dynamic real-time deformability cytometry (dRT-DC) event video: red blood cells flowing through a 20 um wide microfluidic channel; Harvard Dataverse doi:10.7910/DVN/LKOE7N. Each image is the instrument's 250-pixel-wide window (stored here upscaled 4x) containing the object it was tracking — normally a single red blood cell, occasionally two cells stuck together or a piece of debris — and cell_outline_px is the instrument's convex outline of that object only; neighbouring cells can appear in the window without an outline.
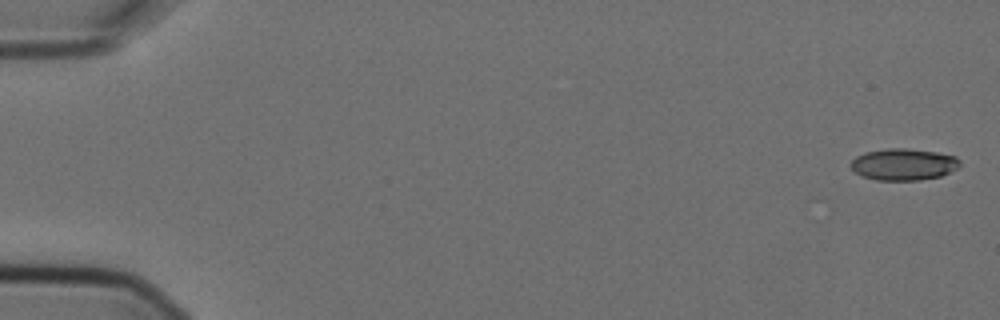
{"species": "Egyptian fruit bat (a non-hibernating species)", "species_latin": "Rousettus aegyptiacus", "temperature_condition": "cold", "stored_images_in_passage": 6, "camera_frame_rate_fps": 3000, "um_per_image_px": 0.085, "animal": {"sex": "female"}, "frame": {"image": 1, "passage_image": 1, "time_ms": 0.0, "image_size_px": [1000, 320], "cell_outline_px": [[960, 164], [956, 168], [940, 176], [920, 180], [876, 180], [860, 176], [848, 164], [856, 156], [864, 152], [888, 148], [904, 148], [936, 152], [956, 156], [960, 160]], "centroid_in_image_um": [76.76, 13.97], "position_along_channel_um": 8.2, "area_um2": 20.17}}
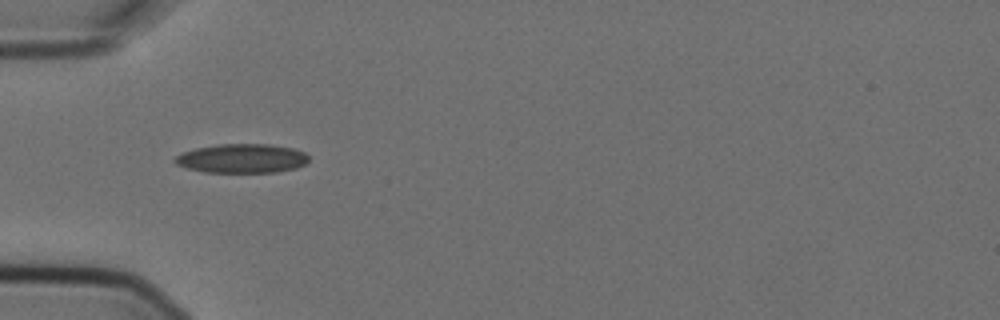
{"frame": {"image": 2, "passage_image": 5, "time_ms": 1.333, "image_size_px": [1000, 320], "cell_outline_px": [[308, 160], [304, 164], [296, 168], [276, 172], [204, 172], [184, 168], [176, 164], [172, 160], [176, 156], [184, 152], [196, 148], [216, 144], [268, 144], [292, 148], [304, 152], [308, 156]], "centroid_in_image_um": [20.53, 13.47], "position_along_channel_um": 64.5, "area_um2": 22.72}}
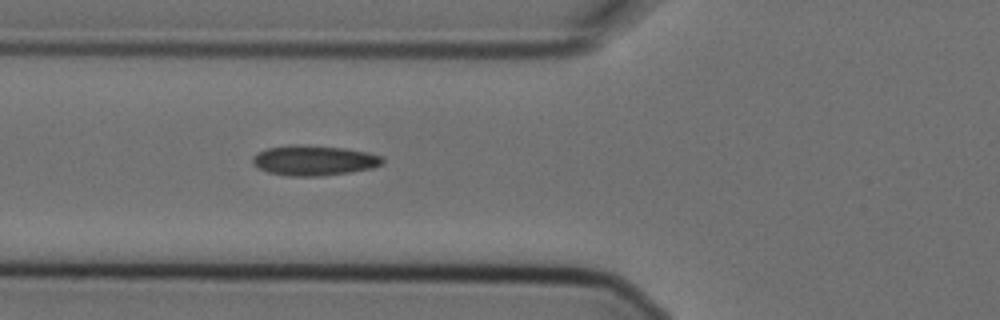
{"frame": {"image": 3, "passage_image": 6, "time_ms": 1.667, "image_size_px": [1000, 320], "cell_outline_px": [[384, 164], [372, 168], [348, 172], [320, 176], [288, 176], [268, 172], [252, 164], [252, 156], [256, 152], [268, 148], [292, 144], [300, 144], [344, 148], [368, 152], [384, 156]], "centroid_in_image_um": [26.69, 13.62], "position_along_channel_um": 99.1, "area_um2": 23.0}}